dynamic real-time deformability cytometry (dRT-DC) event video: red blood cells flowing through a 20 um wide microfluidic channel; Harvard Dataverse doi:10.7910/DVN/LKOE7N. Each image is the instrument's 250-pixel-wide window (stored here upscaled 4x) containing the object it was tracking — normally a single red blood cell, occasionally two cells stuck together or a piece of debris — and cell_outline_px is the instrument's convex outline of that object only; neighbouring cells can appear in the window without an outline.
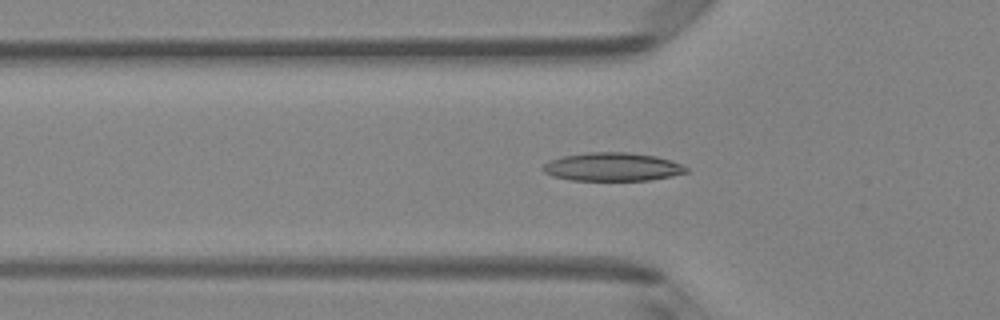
{"species": "Egyptian fruit bat (a non-hibernating species)", "species_latin": "Rousettus aegyptiacus", "temperature_condition": "room temperature", "stored_images_in_passage": 40, "camera_frame_rate_fps": 3000, "um_per_image_px": 0.085, "animal": {"sex": "female"}, "frame": {"image": 1, "passage_image": 6, "time_ms": 1.667, "image_size_px": [1000, 320], "cell_outline_px": [[688, 172], [672, 176], [648, 180], [572, 180], [552, 176], [544, 172], [544, 164], [548, 160], [564, 156], [588, 152], [628, 152], [656, 156], [672, 160], [688, 168]], "centroid_in_image_um": [52.07, 14.18], "position_along_channel_um": 73.7, "area_um2": 23.64}}
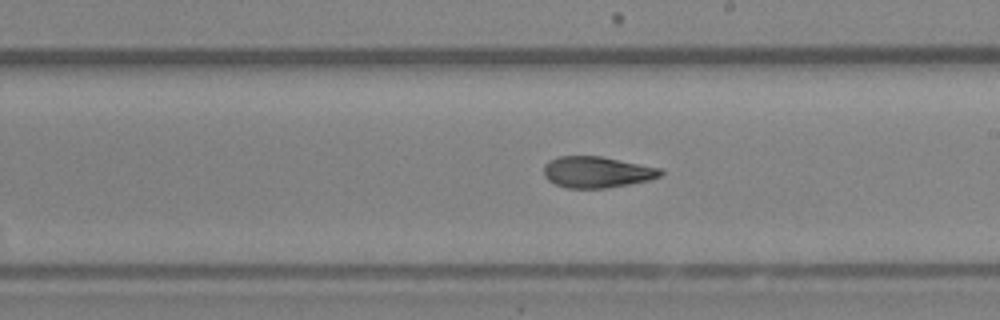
{"frame": {"image": 2, "passage_image": 18, "time_ms": 5.667, "image_size_px": [1000, 320], "cell_outline_px": [[664, 172], [660, 176], [648, 180], [608, 188], [564, 188], [548, 180], [544, 176], [544, 164], [548, 160], [560, 156], [600, 156], [660, 168]], "centroid_in_image_um": [50.7, 14.63], "position_along_channel_um": 238.3, "area_um2": 21.21}}
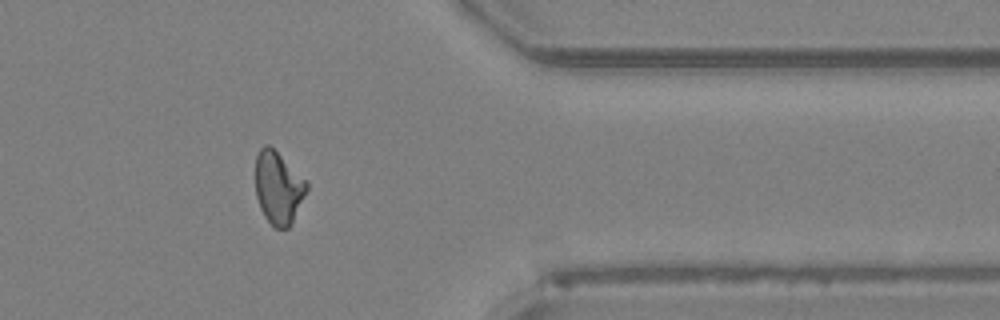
{"frame": {"image": 3, "passage_image": 30, "time_ms": 9.667, "image_size_px": [1000, 320], "cell_outline_px": [[308, 188], [292, 224], [288, 228], [276, 228], [264, 216], [260, 208], [256, 196], [256, 156], [260, 148], [264, 144], [268, 144], [308, 180]], "centroid_in_image_um": [23.67, 15.95], "position_along_channel_um": 387.7, "area_um2": 21.73}, "authors_computed_cell_mechanics": {"area_um2": 21.7039, "velocity_mm_per_s": 4.1293, "shape_relaxation_time_tau1_ms": null, "shape_relaxation_time_tau2_ms": 3.2168, "deformation_change_tau1": null, "deformation_change_tau2": 0.0898}}